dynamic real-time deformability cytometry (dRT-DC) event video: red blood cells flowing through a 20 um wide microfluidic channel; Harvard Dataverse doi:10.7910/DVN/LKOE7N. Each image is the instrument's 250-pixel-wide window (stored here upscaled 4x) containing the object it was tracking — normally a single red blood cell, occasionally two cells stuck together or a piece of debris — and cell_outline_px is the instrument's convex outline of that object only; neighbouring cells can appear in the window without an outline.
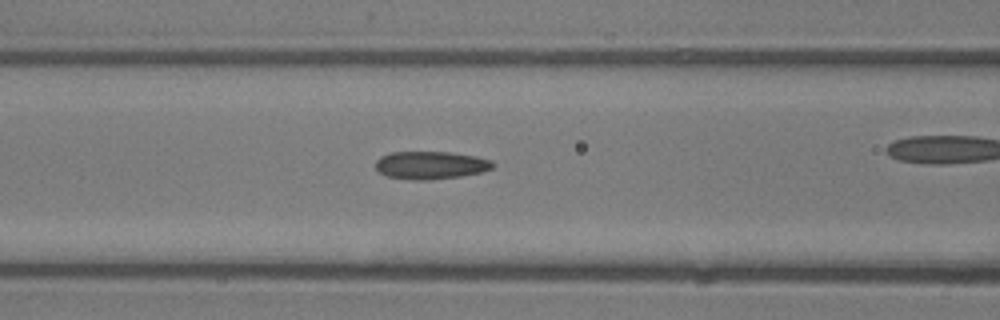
{"species": "common noctule bat (a hibernating species)", "species_latin": "Nyctalus noctula", "temperature_condition": "room temperature", "stored_images_in_passage": 23, "camera_frame_rate_fps": 3000, "um_per_image_px": 0.085, "animal": {"sex": "male", "body_mass_g": 13.3}, "frame": {"image": 1, "passage_image": 4, "time_ms": 1.0, "image_size_px": [1000, 320], "cell_outline_px": [[496, 164], [492, 168], [480, 172], [460, 176], [428, 180], [416, 180], [388, 176], [380, 172], [376, 168], [376, 160], [380, 156], [392, 152], [452, 152], [476, 156], [492, 160]], "centroid_in_image_um": [36.63, 14.03], "position_along_channel_um": 130.0, "area_um2": 18.96}}
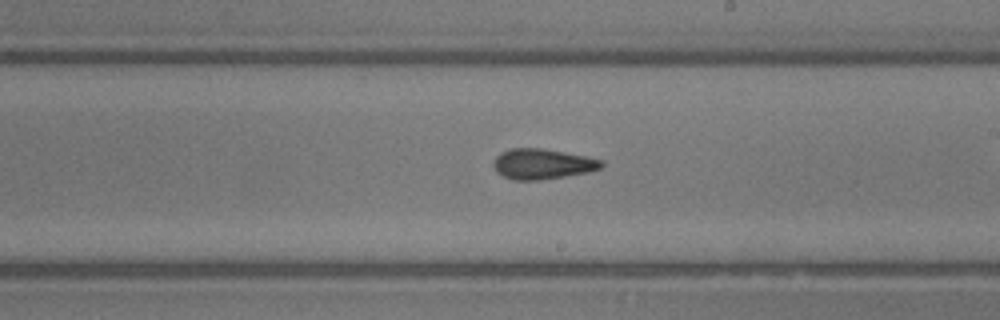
{"frame": {"image": 2, "passage_image": 12, "time_ms": 3.667, "image_size_px": [1000, 320], "cell_outline_px": [[604, 168], [588, 172], [540, 180], [512, 180], [496, 172], [492, 164], [496, 156], [500, 152], [508, 148], [544, 148], [604, 160]], "centroid_in_image_um": [46.1, 13.93], "position_along_channel_um": 242.9, "area_um2": 19.31}}
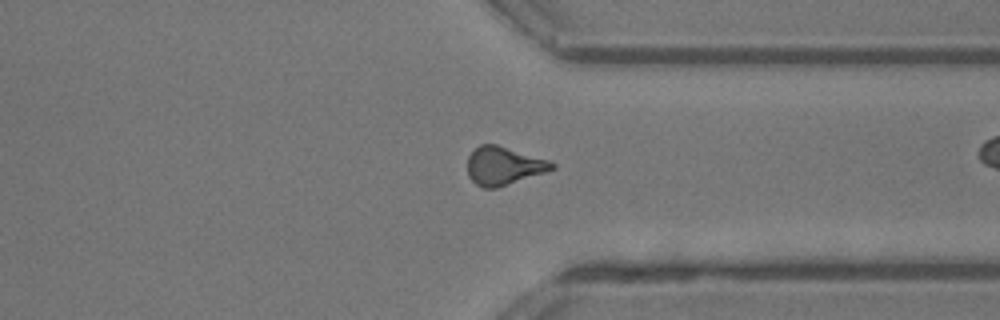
{"frame": {"image": 3, "passage_image": 21, "time_ms": 6.667, "image_size_px": [1000, 320], "cell_outline_px": [[556, 168], [496, 188], [484, 188], [476, 184], [468, 176], [468, 156], [480, 144], [496, 144], [548, 160], [556, 164]], "centroid_in_image_um": [42.79, 14.09], "position_along_channel_um": 368.6, "area_um2": 18.5}}